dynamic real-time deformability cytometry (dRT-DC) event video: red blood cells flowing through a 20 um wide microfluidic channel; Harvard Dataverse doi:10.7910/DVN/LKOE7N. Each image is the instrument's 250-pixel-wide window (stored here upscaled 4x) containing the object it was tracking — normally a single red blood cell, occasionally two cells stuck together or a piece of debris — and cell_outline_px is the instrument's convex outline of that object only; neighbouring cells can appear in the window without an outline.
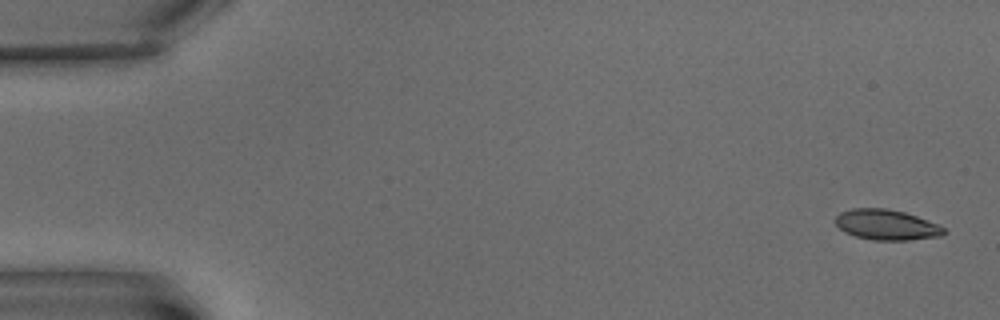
{"species": "common noctule bat (a hibernating species)", "species_latin": "Nyctalus noctula", "temperature_condition": "warm", "stored_images_in_passage": 6, "camera_frame_rate_fps": 3000, "um_per_image_px": 0.085, "animal": {"sex": "male", "body_mass_g": 15.6}, "frame": {"image": 1, "passage_image": 1, "time_ms": 0.0, "image_size_px": [1000, 320], "cell_outline_px": [[948, 232], [940, 236], [908, 240], [872, 240], [856, 236], [844, 232], [832, 220], [840, 212], [852, 208], [884, 208], [904, 212], [940, 224]], "centroid_in_image_um": [75.35, 19.1], "position_along_channel_um": 9.7, "area_um2": 19.36}}
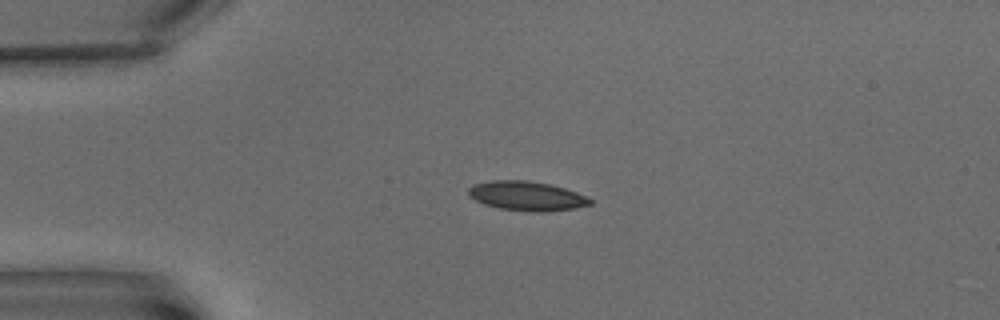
{"frame": {"image": 2, "passage_image": 5, "time_ms": 4.667, "image_size_px": [1000, 320], "cell_outline_px": [[592, 204], [576, 208], [544, 212], [536, 212], [500, 208], [484, 204], [468, 196], [468, 188], [472, 184], [492, 180], [528, 180], [548, 184], [564, 188], [576, 192], [592, 200]], "centroid_in_image_um": [44.74, 16.65], "position_along_channel_um": 40.3, "area_um2": 20.75}}